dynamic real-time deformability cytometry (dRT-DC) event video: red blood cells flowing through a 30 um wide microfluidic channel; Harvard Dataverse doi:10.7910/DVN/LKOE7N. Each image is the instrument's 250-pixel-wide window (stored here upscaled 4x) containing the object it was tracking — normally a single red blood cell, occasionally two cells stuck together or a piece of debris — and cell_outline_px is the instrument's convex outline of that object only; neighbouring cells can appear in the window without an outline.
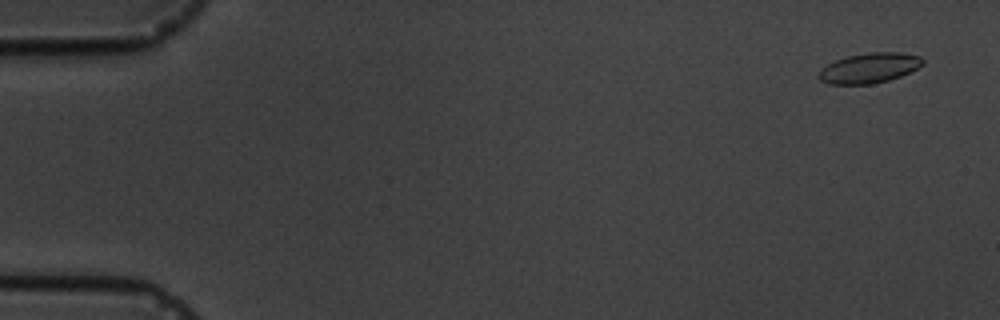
{"species": "common noctule bat (a hibernating species)", "species_latin": "Nyctalus noctula", "temperature_condition": "cold", "stored_images_in_passage": 4, "camera_frame_rate_fps": 3000, "um_per_image_px": 0.085, "animal": {"sex": "male", "body_mass_g": 19.5, "forearm_length_mm": 54.6}, "frame": {"image": 1, "passage_image": 1, "time_ms": 0.0, "image_size_px": [1000, 320], "cell_outline_px": [[924, 64], [900, 76], [888, 80], [872, 84], [828, 84], [820, 80], [816, 76], [828, 64], [836, 60], [848, 56], [868, 52], [900, 52], [920, 56], [924, 60]], "centroid_in_image_um": [73.9, 5.78], "position_along_channel_um": 11.1, "area_um2": 18.09}}
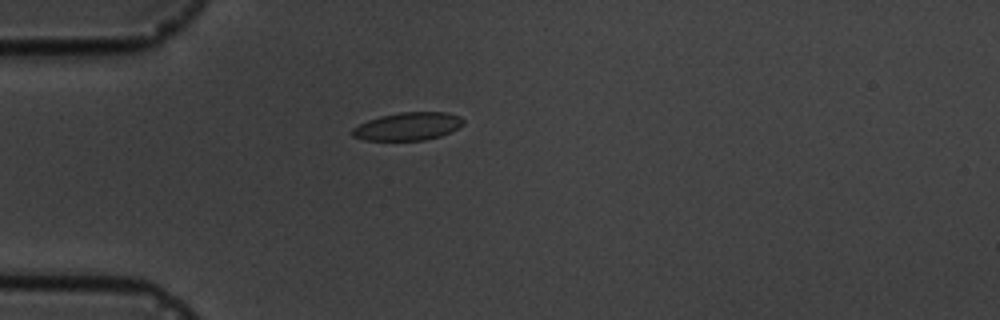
{"frame": {"image": 2, "passage_image": 4, "time_ms": 4.333, "image_size_px": [1000, 320], "cell_outline_px": [[464, 124], [440, 136], [424, 140], [364, 140], [352, 136], [352, 128], [368, 120], [380, 116], [400, 112], [448, 112], [460, 116], [464, 120]], "centroid_in_image_um": [34.66, 10.73], "position_along_channel_um": 50.3, "area_um2": 17.98}}